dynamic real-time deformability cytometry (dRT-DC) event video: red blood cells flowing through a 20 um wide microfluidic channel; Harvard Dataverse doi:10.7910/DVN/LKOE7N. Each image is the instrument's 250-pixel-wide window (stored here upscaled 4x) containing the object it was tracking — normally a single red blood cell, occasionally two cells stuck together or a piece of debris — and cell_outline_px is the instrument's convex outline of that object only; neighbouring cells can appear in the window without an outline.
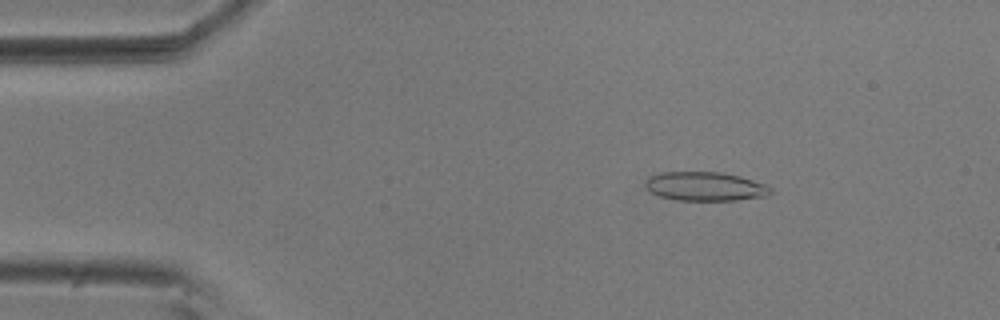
{"species": "common noctule bat (a hibernating species)", "species_latin": "Nyctalus noctula", "temperature_condition": "room temperature", "stored_images_in_passage": 12, "camera_frame_rate_fps": 3000, "um_per_image_px": 0.085, "animal": {"sex": "male", "body_mass_g": 20.5, "forearm_length_mm": 52.5}, "frame": {"image": 1, "passage_image": 8, "time_ms": 2.333, "image_size_px": [1000, 320], "cell_outline_px": [[772, 192], [768, 196], [736, 200], [680, 200], [660, 196], [648, 192], [644, 188], [644, 180], [648, 176], [660, 172], [720, 172], [740, 176], [764, 184], [772, 188]], "centroid_in_image_um": [59.88, 15.84], "position_along_channel_um": 25.1, "area_um2": 21.33}}